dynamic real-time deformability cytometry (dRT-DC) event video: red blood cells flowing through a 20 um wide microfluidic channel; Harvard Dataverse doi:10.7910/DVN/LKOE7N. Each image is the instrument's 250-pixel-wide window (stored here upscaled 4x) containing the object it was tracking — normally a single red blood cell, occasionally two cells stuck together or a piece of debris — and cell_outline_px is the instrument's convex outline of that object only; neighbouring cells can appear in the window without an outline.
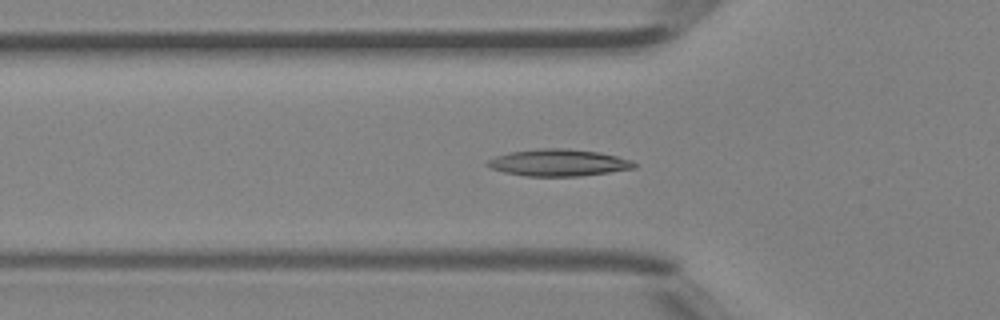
{"species": "Egyptian fruit bat (a non-hibernating species)", "species_latin": "Rousettus aegyptiacus", "temperature_condition": "room temperature", "stored_images_in_passage": 33, "camera_frame_rate_fps": 3000, "um_per_image_px": 0.085, "animal": {"sex": "female"}, "frame": {"image": 1, "passage_image": 3, "time_ms": 0.667, "image_size_px": [1000, 320], "cell_outline_px": [[636, 168], [580, 176], [524, 176], [504, 172], [492, 168], [484, 164], [488, 160], [496, 156], [508, 152], [540, 148], [568, 148], [596, 152], [616, 156], [632, 160], [636, 164]], "centroid_in_image_um": [47.45, 13.82], "position_along_channel_um": 78.4, "area_um2": 22.95}}
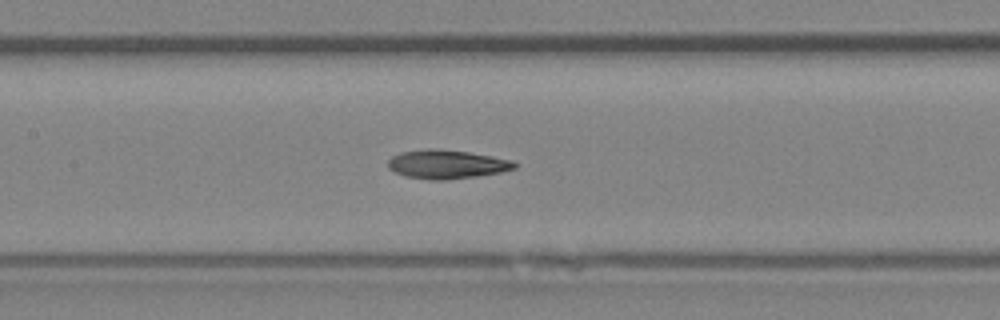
{"frame": {"image": 2, "passage_image": 9, "time_ms": 2.667, "image_size_px": [1000, 320], "cell_outline_px": [[516, 168], [500, 172], [476, 176], [444, 180], [432, 180], [408, 176], [396, 172], [388, 168], [388, 160], [392, 156], [400, 152], [428, 148], [436, 148], [468, 152], [492, 156], [512, 160], [516, 164]], "centroid_in_image_um": [37.96, 13.95], "position_along_channel_um": 169.4, "area_um2": 21.1}}
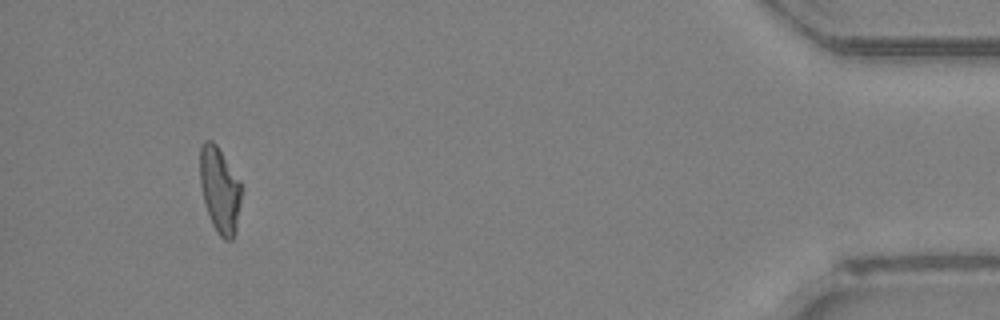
{"frame": {"image": 3, "passage_image": 30, "time_ms": 9.667, "image_size_px": [1000, 320], "cell_outline_px": [[240, 204], [236, 232], [232, 240], [224, 240], [216, 232], [212, 224], [204, 200], [200, 184], [200, 148], [204, 140], [212, 140], [216, 144], [240, 180]], "centroid_in_image_um": [18.68, 16.15], "position_along_channel_um": 416.5, "area_um2": 20.58}, "authors_computed_cell_mechanics": {"area_um2": 20.9236, "velocity_mm_per_s": 4.5503, "shape_relaxation_time_tau1_ms": null, "shape_relaxation_time_tau2_ms": 5.0876, "deformation_change_tau1": null, "deformation_change_tau2": 0.1214}}